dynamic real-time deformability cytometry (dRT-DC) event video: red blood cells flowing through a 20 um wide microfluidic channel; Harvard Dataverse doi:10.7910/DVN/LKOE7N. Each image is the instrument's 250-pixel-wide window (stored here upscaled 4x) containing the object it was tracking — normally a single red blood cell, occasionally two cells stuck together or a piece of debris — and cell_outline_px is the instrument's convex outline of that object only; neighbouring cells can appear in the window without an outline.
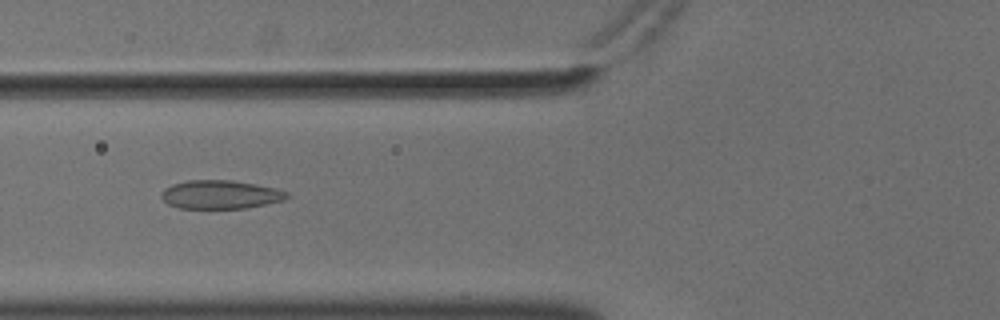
{"species": "common noctule bat (a hibernating species)", "species_latin": "Nyctalus noctula", "temperature_condition": "cold", "stored_images_in_passage": 37, "camera_frame_rate_fps": 3000, "um_per_image_px": 0.085, "animal": {"sex": "male", "body_mass_g": 18.8}, "frame": {"image": 1, "passage_image": 7, "time_ms": 2.0, "image_size_px": [1000, 320], "cell_outline_px": [[288, 196], [284, 200], [244, 208], [176, 208], [168, 204], [160, 196], [160, 192], [164, 188], [172, 184], [188, 180], [232, 180], [256, 184], [288, 192]], "centroid_in_image_um": [18.67, 16.53], "position_along_channel_um": 107.1, "area_um2": 20.81}}
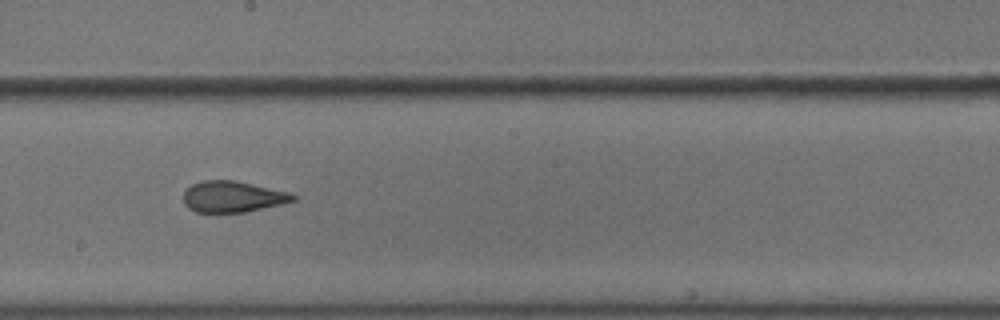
{"frame": {"image": 2, "passage_image": 17, "time_ms": 5.333, "image_size_px": [1000, 320], "cell_outline_px": [[296, 200], [284, 204], [244, 212], [196, 212], [188, 208], [184, 204], [184, 192], [192, 184], [200, 180], [236, 180], [292, 192], [296, 196]], "centroid_in_image_um": [19.82, 16.71], "position_along_channel_um": 228.4, "area_um2": 20.17}}
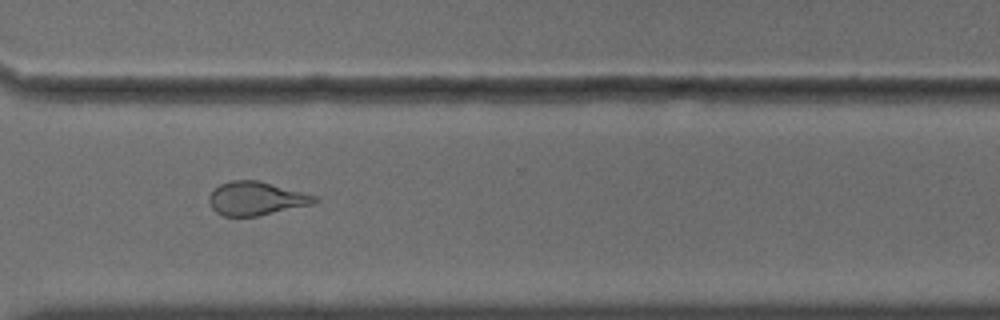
{"frame": {"image": 3, "passage_image": 27, "time_ms": 8.667, "image_size_px": [1000, 320], "cell_outline_px": [[320, 200], [316, 204], [260, 216], [224, 216], [216, 212], [212, 208], [208, 200], [208, 196], [220, 184], [232, 180], [260, 180], [316, 196]], "centroid_in_image_um": [21.81, 16.88], "position_along_channel_um": 348.8, "area_um2": 20.87}, "authors_computed_cell_mechanics": {"area_um2": 20.8658, "velocity_mm_per_s": 3.6185, "shape_relaxation_time_tau1_ms": 6.659, "shape_relaxation_time_tau2_ms": 1.5203, "deformation_change_tau1": 0.1536, "deformation_change_tau2": 0.0835}}